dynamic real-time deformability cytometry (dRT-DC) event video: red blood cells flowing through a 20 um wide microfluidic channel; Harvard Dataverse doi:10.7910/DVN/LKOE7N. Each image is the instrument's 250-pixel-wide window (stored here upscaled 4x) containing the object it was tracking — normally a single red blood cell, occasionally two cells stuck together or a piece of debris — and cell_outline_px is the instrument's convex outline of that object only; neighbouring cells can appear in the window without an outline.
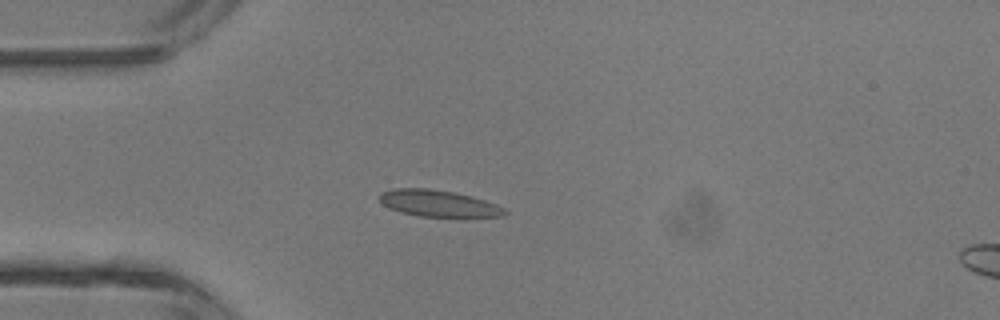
{"species": "common noctule bat (a hibernating species)", "species_latin": "Nyctalus noctula", "temperature_condition": "room temperature", "stored_images_in_passage": 3, "camera_frame_rate_fps": 3000, "um_per_image_px": 0.085, "animal": {"sex": "male", "body_mass_g": 13.3}, "frame": {"image": 1, "passage_image": 3, "time_ms": 0.667, "image_size_px": [1000, 320], "cell_outline_px": [[508, 212], [504, 216], [464, 220], [420, 216], [400, 212], [384, 204], [380, 200], [380, 192], [396, 188], [428, 188], [452, 192], [472, 196], [496, 204], [504, 208]], "centroid_in_image_um": [37.39, 17.35], "position_along_channel_um": 47.6, "area_um2": 20.23}}